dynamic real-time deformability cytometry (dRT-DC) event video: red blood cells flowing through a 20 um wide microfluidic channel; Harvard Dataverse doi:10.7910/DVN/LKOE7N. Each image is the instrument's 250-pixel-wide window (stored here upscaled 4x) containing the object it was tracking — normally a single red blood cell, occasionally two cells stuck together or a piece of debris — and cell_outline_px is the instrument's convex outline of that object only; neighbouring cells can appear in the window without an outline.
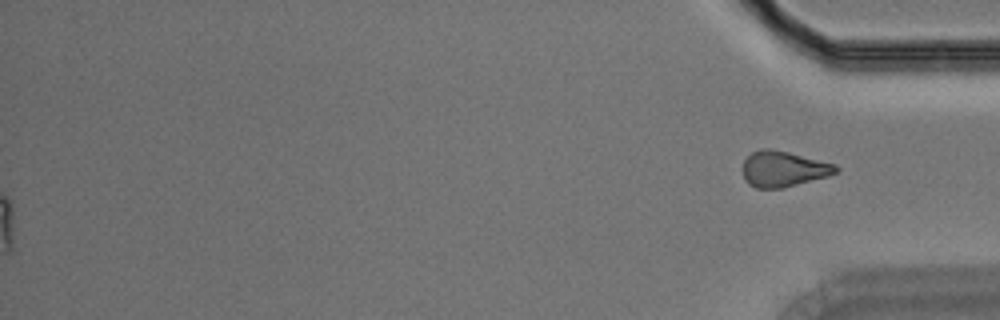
{"species": "Egyptian fruit bat (a non-hibernating species)", "species_latin": "Rousettus aegyptiacus", "temperature_condition": "room temperature", "stored_images_in_passage": 44, "segment_of_instrument_passage": [2, 2], "camera_frame_rate_fps": 3000, "um_per_image_px": 0.085, "animal": {"sex": "male"}, "frame": {"image": 1, "passage_image": 44, "time_ms": 14.333, "image_size_px": [1000, 320], "cell_outline_px": [[840, 168], [836, 172], [828, 176], [780, 188], [756, 188], [748, 184], [744, 180], [744, 160], [752, 152], [760, 148], [772, 148], [836, 164]], "centroid_in_image_um": [66.58, 14.35], "position_along_channel_um": 368.6, "area_um2": 19.25}}